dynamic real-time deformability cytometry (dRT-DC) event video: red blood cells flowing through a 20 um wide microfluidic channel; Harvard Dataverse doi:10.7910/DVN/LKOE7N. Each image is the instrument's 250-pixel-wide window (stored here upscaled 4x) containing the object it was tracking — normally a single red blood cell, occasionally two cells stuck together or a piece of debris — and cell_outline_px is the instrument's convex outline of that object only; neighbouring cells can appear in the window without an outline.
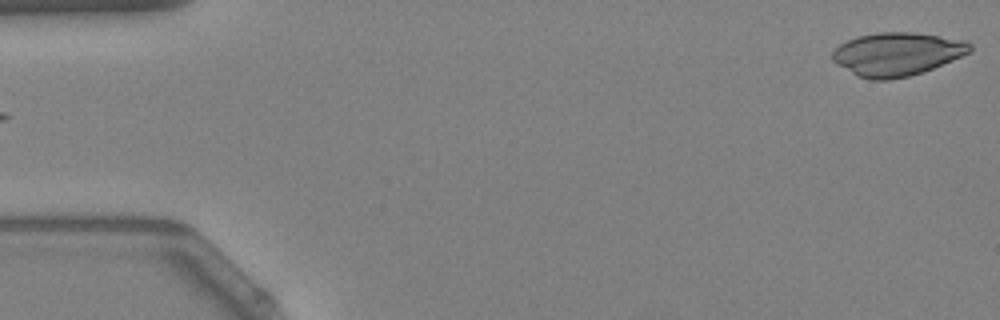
{"species": "Egyptian fruit bat (a non-hibernating species)", "species_latin": "Rousettus aegyptiacus", "temperature_condition": "warm", "stored_images_in_passage": 15, "camera_frame_rate_fps": 3000, "um_per_image_px": 0.085, "animal": {"sex": "female"}, "frame": {"image": 1, "passage_image": 1, "time_ms": 0.0, "image_size_px": [1000, 320], "cell_outline_px": [[972, 52], [924, 72], [908, 76], [888, 80], [872, 80], [860, 76], [836, 64], [832, 60], [832, 52], [840, 44], [856, 36], [876, 32], [912, 32], [968, 40], [972, 44]], "centroid_in_image_um": [76.29, 4.58], "position_along_channel_um": 8.7, "area_um2": 34.85}}